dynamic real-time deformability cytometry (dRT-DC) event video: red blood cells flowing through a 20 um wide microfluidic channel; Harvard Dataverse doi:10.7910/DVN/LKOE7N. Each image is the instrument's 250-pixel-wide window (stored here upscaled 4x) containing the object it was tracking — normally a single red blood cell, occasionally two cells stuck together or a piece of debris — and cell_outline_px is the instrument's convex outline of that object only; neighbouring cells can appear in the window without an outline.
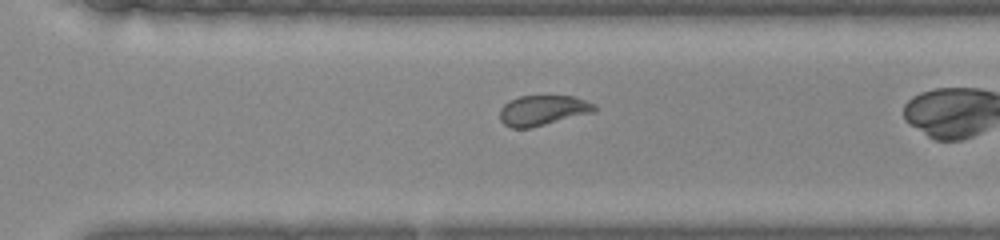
{"species": "common noctule bat (a hibernating species)", "species_latin": "Nyctalus noctula", "temperature_condition": "warm", "stored_images_in_passage": 20, "camera_frame_rate_fps": 3000, "um_per_image_px": 0.085, "animal": {"sex": "female", "body_mass_g": 22.0, "forearm_length_mm": 56.7}, "frame": {"image": 1, "passage_image": 17, "time_ms": 5.333, "image_size_px": [1000, 240], "cell_outline_px": [[596, 108], [592, 112], [528, 128], [512, 128], [504, 124], [500, 120], [500, 108], [504, 104], [520, 96], [572, 96], [596, 104]], "centroid_in_image_um": [46.1, 9.37], "position_along_channel_um": 324.5, "area_um2": 16.24}}